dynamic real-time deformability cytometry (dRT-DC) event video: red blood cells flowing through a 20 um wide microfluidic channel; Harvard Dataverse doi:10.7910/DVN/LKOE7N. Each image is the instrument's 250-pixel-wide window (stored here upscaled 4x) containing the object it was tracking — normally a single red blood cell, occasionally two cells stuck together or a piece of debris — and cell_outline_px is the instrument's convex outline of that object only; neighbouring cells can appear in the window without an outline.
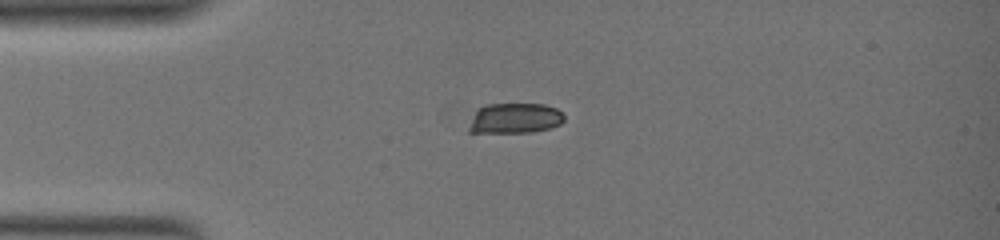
{"species": "common noctule bat (a hibernating species)", "species_latin": "Nyctalus noctula", "temperature_condition": "warm", "stored_images_in_passage": 15, "camera_frame_rate_fps": 3000, "um_per_image_px": 0.085, "animal": {"sex": "female", "body_mass_g": 19.0, "forearm_length_mm": 51.5}, "frame": {"image": 1, "passage_image": 1, "time_ms": 0.0, "image_size_px": [1000, 240], "cell_outline_px": [[564, 120], [560, 124], [548, 128], [532, 132], [468, 132], [468, 128], [476, 108], [484, 104], [544, 104], [556, 108], [564, 116]], "centroid_in_image_um": [43.73, 10.04], "position_along_channel_um": 41.3, "area_um2": 16.82}}
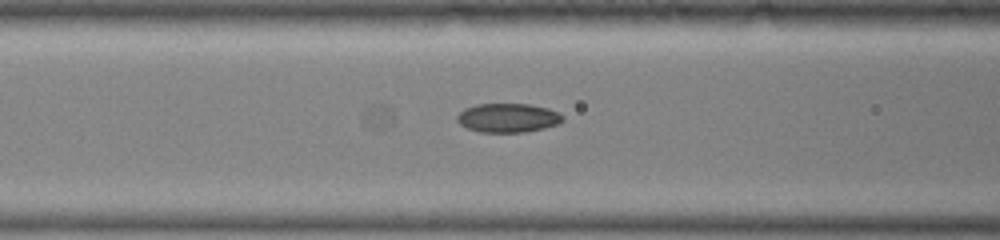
{"frame": {"image": 2, "passage_image": 9, "time_ms": 3.667, "image_size_px": [1000, 240], "cell_outline_px": [[564, 120], [560, 124], [544, 128], [524, 132], [480, 132], [468, 128], [460, 124], [456, 120], [456, 116], [464, 108], [476, 104], [528, 104], [548, 108], [560, 112], [564, 116]], "centroid_in_image_um": [43.2, 10.01], "position_along_channel_um": 123.4, "area_um2": 18.03}}
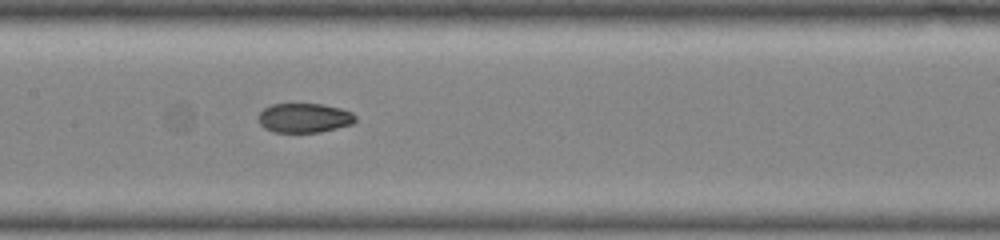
{"frame": {"image": 3, "passage_image": 13, "time_ms": 5.667, "image_size_px": [1000, 240], "cell_outline_px": [[356, 120], [352, 124], [320, 132], [272, 132], [264, 128], [256, 120], [256, 116], [264, 108], [272, 104], [324, 104], [340, 108], [352, 112], [356, 116]], "centroid_in_image_um": [25.83, 10.02], "position_along_channel_um": 181.6, "area_um2": 16.82}}